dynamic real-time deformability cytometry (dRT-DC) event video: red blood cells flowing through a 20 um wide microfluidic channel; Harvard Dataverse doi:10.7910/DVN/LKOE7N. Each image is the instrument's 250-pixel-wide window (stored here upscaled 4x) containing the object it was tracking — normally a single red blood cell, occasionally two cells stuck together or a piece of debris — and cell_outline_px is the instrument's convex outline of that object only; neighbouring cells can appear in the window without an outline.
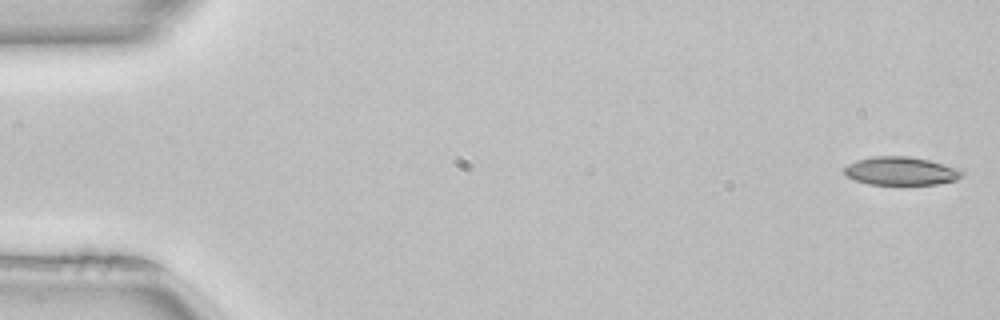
{"species": "common noctule bat (a hibernating species)", "species_latin": "Nyctalus noctula", "temperature_condition": "room temperature", "stored_images_in_passage": 51, "camera_frame_rate_fps": 3000, "um_per_image_px": 0.085, "animal": {"sex": "female", "body_mass_g": 22.7, "forearm_length_mm": 54.2}, "frame": {"image": 1, "passage_image": 1, "time_ms": 0.0, "image_size_px": [1000, 320], "cell_outline_px": [[964, 176], [956, 180], [936, 184], [868, 184], [856, 180], [848, 176], [844, 172], [844, 168], [848, 164], [856, 160], [872, 156], [908, 156], [928, 160], [964, 168]], "centroid_in_image_um": [76.65, 14.52], "position_along_channel_um": 8.4, "area_um2": 19.59}}
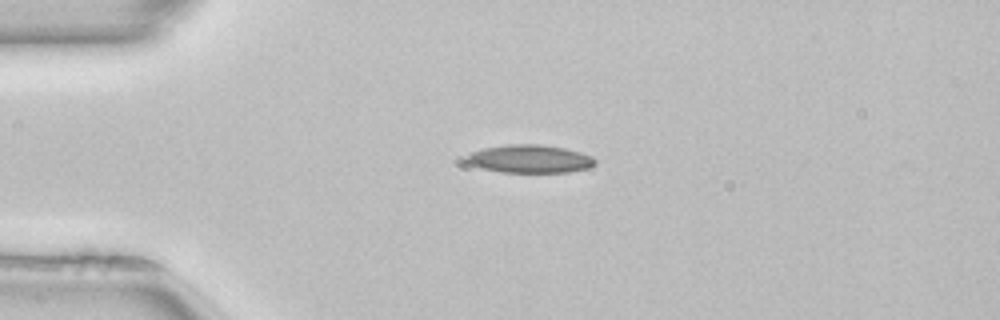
{"frame": {"image": 2, "passage_image": 12, "time_ms": 3.667, "image_size_px": [1000, 320], "cell_outline_px": [[596, 164], [588, 168], [568, 172], [500, 172], [480, 168], [468, 164], [464, 160], [464, 156], [468, 152], [484, 148], [508, 144], [540, 144], [564, 148], [580, 152], [592, 156], [596, 160]], "centroid_in_image_um": [44.97, 13.5], "position_along_channel_um": 40.0, "area_um2": 21.33}}
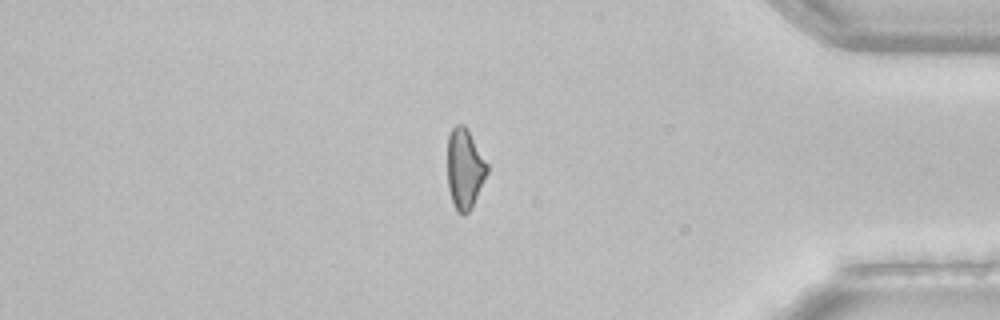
{"frame": {"image": 3, "passage_image": 43, "time_ms": 14.0, "image_size_px": [1000, 320], "cell_outline_px": [[488, 172], [472, 208], [464, 216], [460, 216], [456, 212], [448, 188], [448, 136], [452, 128], [456, 124], [464, 124], [468, 128], [488, 164]], "centroid_in_image_um": [39.51, 14.36], "position_along_channel_um": 395.7, "area_um2": 18.84}, "authors_computed_cell_mechanics": {"area_um2": 19.7098, "velocity_mm_per_s": 4.0243, "shape_relaxation_time_tau1_ms": null, "shape_relaxation_time_tau2_ms": 7.2339, "deformation_change_tau1": null, "deformation_change_tau2": 0.1891}}